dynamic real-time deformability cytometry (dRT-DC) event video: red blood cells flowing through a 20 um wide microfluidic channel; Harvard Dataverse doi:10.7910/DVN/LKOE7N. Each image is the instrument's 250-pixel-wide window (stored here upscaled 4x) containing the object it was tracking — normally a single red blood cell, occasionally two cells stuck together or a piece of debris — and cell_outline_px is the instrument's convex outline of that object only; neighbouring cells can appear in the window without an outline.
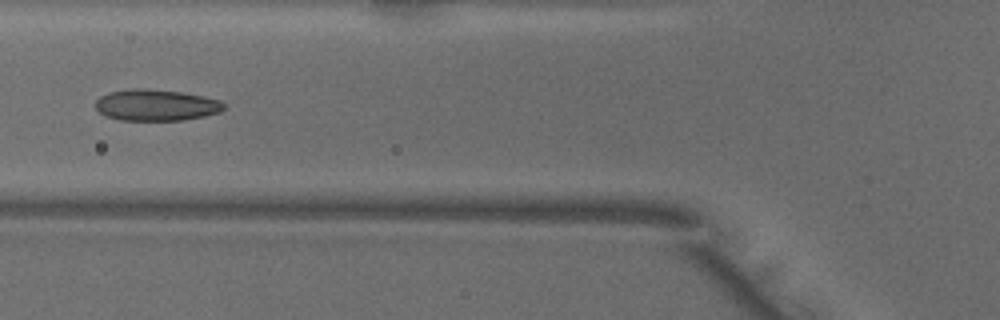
{"species": "common noctule bat (a hibernating species)", "species_latin": "Nyctalus noctula", "temperature_condition": "warm", "stored_images_in_passage": 22, "camera_frame_rate_fps": 3000, "um_per_image_px": 0.085, "animal": {"sex": "male", "body_mass_g": 18.8}, "frame": {"image": 1, "passage_image": 16, "time_ms": 5.0, "image_size_px": [1000, 320], "cell_outline_px": [[224, 108], [220, 112], [204, 116], [184, 120], [120, 120], [108, 116], [100, 112], [96, 108], [96, 100], [100, 96], [108, 92], [132, 88], [144, 88], [180, 92], [204, 96], [220, 100], [224, 104]], "centroid_in_image_um": [13.27, 8.93], "position_along_channel_um": 112.5, "area_um2": 23.41}}
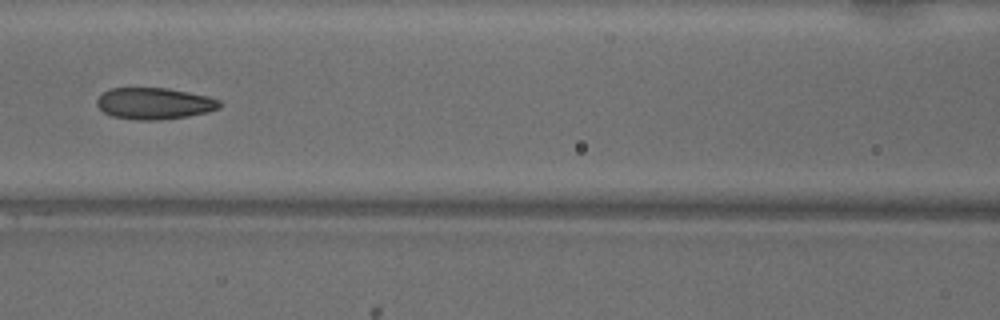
{"frame": {"image": 2, "passage_image": 19, "time_ms": 6.0, "image_size_px": [1000, 320], "cell_outline_px": [[224, 104], [220, 108], [208, 112], [188, 116], [156, 120], [136, 120], [112, 116], [104, 112], [96, 104], [96, 100], [108, 88], [168, 88], [208, 96], [220, 100]], "centroid_in_image_um": [13.14, 8.79], "position_along_channel_um": 153.5, "area_um2": 22.66}}